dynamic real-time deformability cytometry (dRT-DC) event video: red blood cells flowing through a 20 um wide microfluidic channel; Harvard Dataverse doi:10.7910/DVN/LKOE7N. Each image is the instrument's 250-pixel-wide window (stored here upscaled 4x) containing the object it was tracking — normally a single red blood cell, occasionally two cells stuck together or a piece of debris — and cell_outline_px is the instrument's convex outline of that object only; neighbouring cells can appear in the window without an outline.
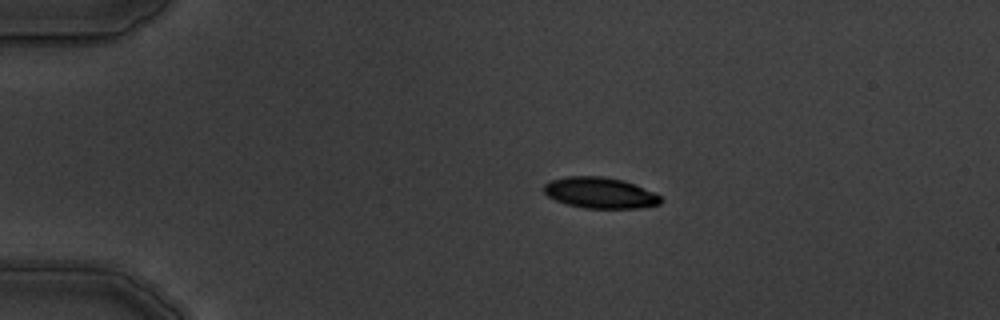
{"species": "common noctule bat (a hibernating species)", "species_latin": "Nyctalus noctula", "temperature_condition": "warm", "stored_images_in_passage": 9, "camera_frame_rate_fps": 3000, "um_per_image_px": 0.085, "animal": {"sex": "male", "body_mass_g": 19.5, "forearm_length_mm": 54.6}, "frame": {"image": 1, "passage_image": 1, "time_ms": 0.0, "image_size_px": [1000, 320], "cell_outline_px": [[664, 200], [660, 204], [640, 208], [584, 208], [568, 204], [556, 200], [548, 196], [544, 192], [544, 184], [548, 180], [568, 176], [604, 176], [624, 180], [652, 192], [660, 196]], "centroid_in_image_um": [50.99, 16.38], "position_along_channel_um": 34.0, "area_um2": 21.1}}
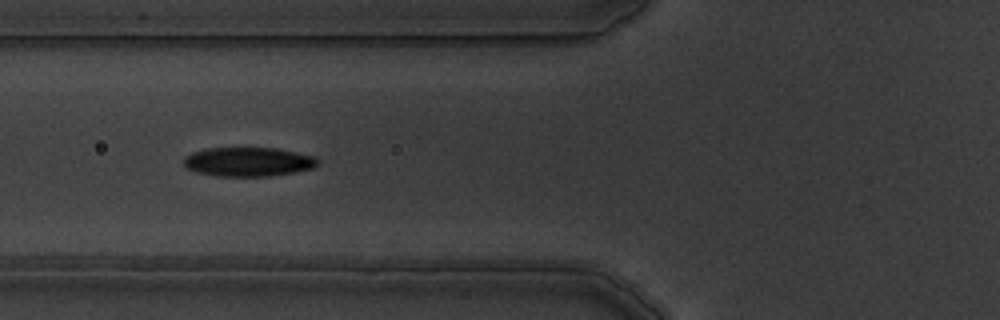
{"frame": {"image": 2, "passage_image": 4, "time_ms": 3.333, "image_size_px": [1000, 320], "cell_outline_px": [[320, 160], [312, 168], [292, 172], [268, 176], [216, 176], [196, 172], [188, 168], [184, 164], [184, 156], [192, 152], [208, 148], [276, 148], [296, 152], [312, 156]], "centroid_in_image_um": [21.06, 13.75], "position_along_channel_um": 104.7, "area_um2": 22.54}}
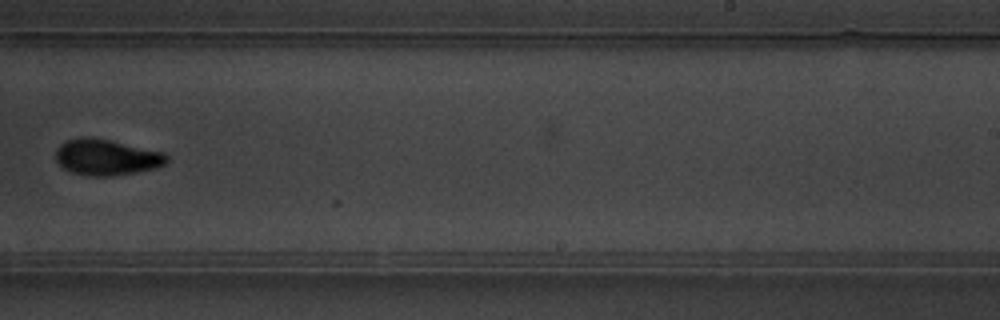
{"frame": {"image": 3, "passage_image": 8, "time_ms": 8.0, "image_size_px": [1000, 320], "cell_outline_px": [[168, 160], [164, 164], [156, 168], [136, 172], [112, 176], [88, 176], [72, 172], [64, 168], [56, 160], [56, 148], [64, 140], [80, 136], [88, 136], [112, 140], [164, 152], [168, 156]], "centroid_in_image_um": [9.04, 13.34], "position_along_channel_um": 280.0, "area_um2": 23.58}}